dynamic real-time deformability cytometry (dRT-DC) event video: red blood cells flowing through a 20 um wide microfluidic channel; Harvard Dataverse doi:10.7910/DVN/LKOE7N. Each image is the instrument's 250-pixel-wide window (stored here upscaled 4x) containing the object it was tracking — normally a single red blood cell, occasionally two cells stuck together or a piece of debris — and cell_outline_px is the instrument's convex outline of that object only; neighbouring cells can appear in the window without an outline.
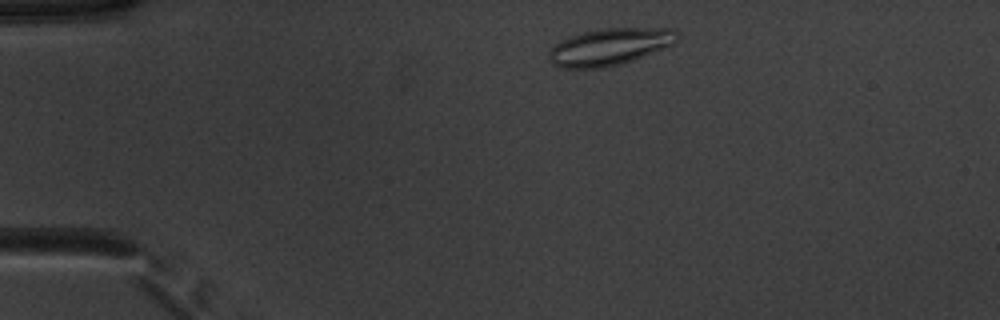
{"species": "common noctule bat (a hibernating species)", "species_latin": "Nyctalus noctula", "temperature_condition": "warm", "stored_images_in_passage": 45, "camera_frame_rate_fps": 3000, "um_per_image_px": 0.085, "animal": {"sex": "male", "body_mass_g": 20.1, "forearm_length_mm": 53.5}, "frame": {"image": 1, "passage_image": 4, "time_ms": 1.0, "image_size_px": [1000, 320], "cell_outline_px": [[680, 36], [672, 44], [664, 48], [632, 60], [620, 64], [600, 68], [560, 68], [552, 64], [548, 56], [552, 48], [556, 44], [568, 36], [600, 28], [672, 28]], "centroid_in_image_um": [51.81, 3.97], "position_along_channel_um": 33.2, "area_um2": 27.46}}
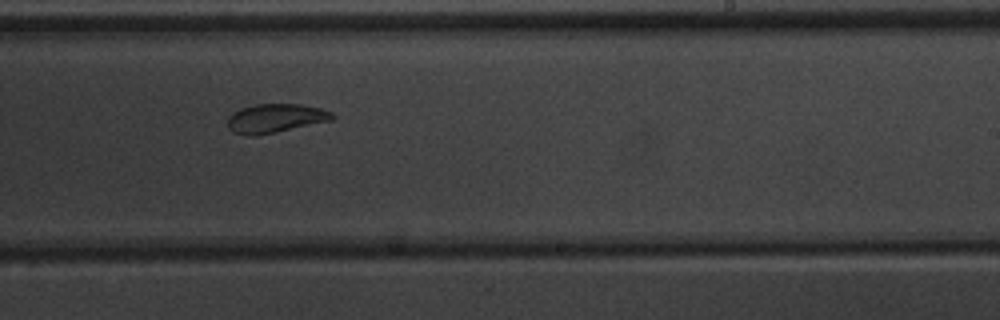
{"frame": {"image": 2, "passage_image": 26, "time_ms": 8.333, "image_size_px": [1000, 320], "cell_outline_px": [[336, 116], [332, 120], [276, 132], [256, 136], [244, 136], [232, 132], [228, 128], [228, 116], [232, 112], [240, 108], [256, 104], [300, 104], [320, 108], [332, 112]], "centroid_in_image_um": [23.37, 10.06], "position_along_channel_um": 265.6, "area_um2": 17.8}}
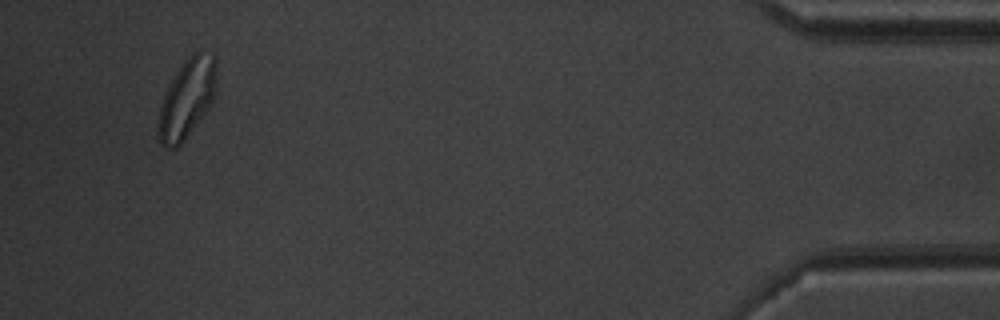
{"frame": {"image": 3, "passage_image": 43, "time_ms": 14.0, "image_size_px": [1000, 320], "cell_outline_px": [[216, 92], [212, 104], [184, 140], [176, 148], [164, 148], [160, 144], [160, 108], [164, 96], [176, 72], [184, 60], [192, 52], [200, 52], [216, 56]], "centroid_in_image_um": [15.94, 8.35], "position_along_channel_um": 419.3, "area_um2": 26.36}, "authors_computed_cell_mechanics": {"area_um2": 20.6346, "velocity_mm_per_s": 3.9081, "shape_relaxation_time_tau1_ms": null, "shape_relaxation_time_tau2_ms": 2.3332, "deformation_change_tau1": null, "deformation_change_tau2": 0.0785}}